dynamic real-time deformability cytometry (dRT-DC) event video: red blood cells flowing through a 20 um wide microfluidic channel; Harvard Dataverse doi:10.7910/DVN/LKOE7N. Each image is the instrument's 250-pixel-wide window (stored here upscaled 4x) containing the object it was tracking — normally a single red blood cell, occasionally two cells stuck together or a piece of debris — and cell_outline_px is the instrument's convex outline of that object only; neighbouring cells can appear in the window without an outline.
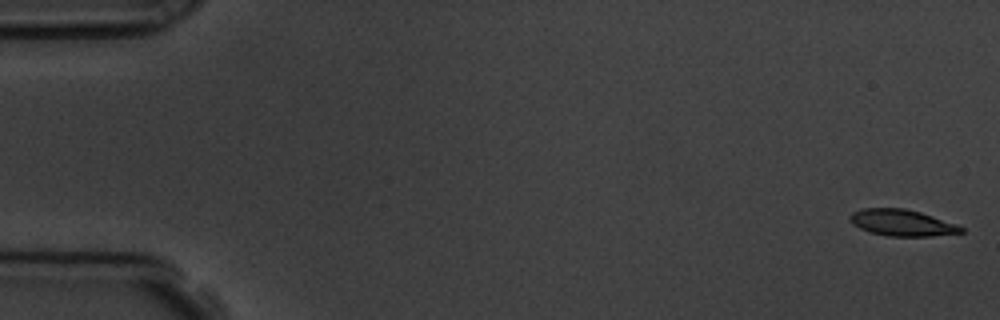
{"species": "common noctule bat (a hibernating species)", "species_latin": "Nyctalus noctula", "temperature_condition": "room temperature", "stored_images_in_passage": 54, "camera_frame_rate_fps": 3000, "um_per_image_px": 0.085, "animal": {"sex": "male", "body_mass_g": 19.5, "forearm_length_mm": 54.6}, "frame": {"image": 1, "passage_image": 1, "time_ms": 0.0, "image_size_px": [1000, 320], "cell_outline_px": [[964, 232], [932, 236], [888, 236], [868, 232], [852, 224], [848, 220], [848, 216], [852, 212], [864, 208], [904, 208], [920, 212], [956, 224], [964, 228]], "centroid_in_image_um": [76.62, 18.93], "position_along_channel_um": 8.4, "area_um2": 17.17}}
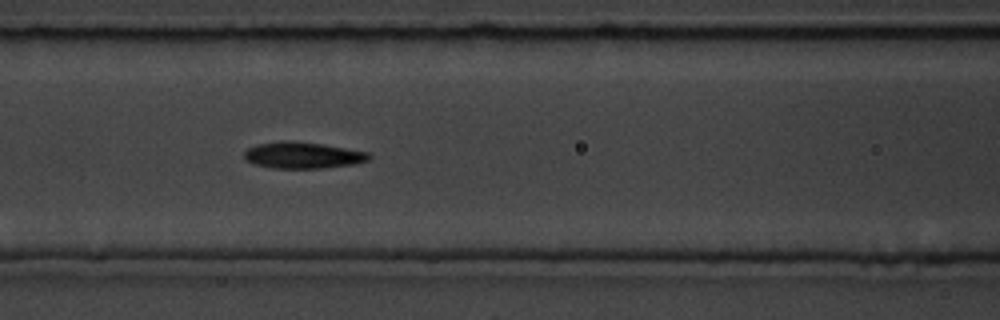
{"frame": {"image": 2, "passage_image": 23, "time_ms": 7.333, "image_size_px": [1000, 320], "cell_outline_px": [[372, 156], [368, 160], [356, 164], [324, 168], [272, 168], [256, 164], [248, 160], [244, 156], [244, 152], [248, 148], [260, 144], [280, 140], [292, 140], [324, 144], [368, 152]], "centroid_in_image_um": [25.78, 13.19], "position_along_channel_um": 140.8, "area_um2": 19.25}}
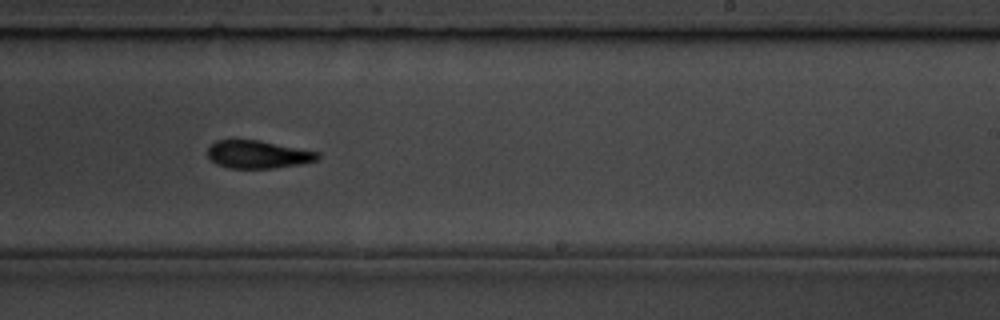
{"frame": {"image": 3, "passage_image": 33, "time_ms": 10.667, "image_size_px": [1000, 320], "cell_outline_px": [[320, 156], [316, 160], [300, 164], [272, 168], [228, 168], [216, 164], [208, 156], [208, 148], [216, 140], [260, 140], [320, 152]], "centroid_in_image_um": [21.93, 13.12], "position_along_channel_um": 267.1, "area_um2": 17.8}, "authors_computed_cell_mechanics": {"area_um2": 18.1203, "velocity_mm_per_s": 3.7963, "shape_relaxation_time_tau1_ms": 3.9189, "shape_relaxation_time_tau2_ms": 3.5188, "deformation_change_tau1": 0.1489, "deformation_change_tau2": 0.1148}}